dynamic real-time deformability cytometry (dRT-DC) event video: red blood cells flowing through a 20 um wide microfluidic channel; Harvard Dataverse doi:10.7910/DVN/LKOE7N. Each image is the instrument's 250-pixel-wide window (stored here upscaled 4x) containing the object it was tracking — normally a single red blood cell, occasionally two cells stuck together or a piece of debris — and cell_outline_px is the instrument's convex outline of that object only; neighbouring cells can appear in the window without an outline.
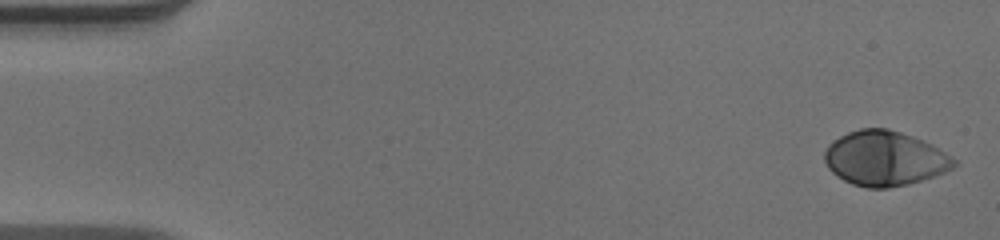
{"species": "human", "species_latin": "Homo sapiens", "temperature_condition": "warm", "stored_images_in_passage": 52, "camera_frame_rate_fps": 3000, "um_per_image_px": 0.085, "donor": {"sex": "male"}, "frame": {"image": 1, "passage_image": 1, "time_ms": 0.0, "image_size_px": [1000, 240], "cell_outline_px": [[956, 164], [952, 168], [944, 172], [908, 184], [888, 188], [868, 188], [852, 184], [836, 176], [828, 168], [824, 160], [824, 152], [828, 144], [840, 136], [848, 132], [860, 128], [888, 128], [912, 136], [932, 144], [956, 160]], "centroid_in_image_um": [75.16, 13.46], "position_along_channel_um": 9.8, "area_um2": 41.15}}
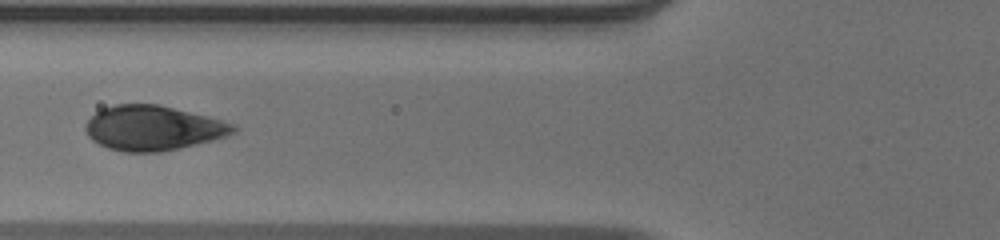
{"frame": {"image": 2, "passage_image": 20, "time_ms": 6.333, "image_size_px": [1000, 240], "cell_outline_px": [[240, 128], [236, 132], [212, 140], [160, 152], [124, 152], [108, 148], [92, 140], [88, 136], [84, 128], [84, 124], [100, 108], [116, 104], [160, 104], [208, 116], [236, 124]], "centroid_in_image_um": [13.0, 10.87], "position_along_channel_um": 112.8, "area_um2": 38.73}}
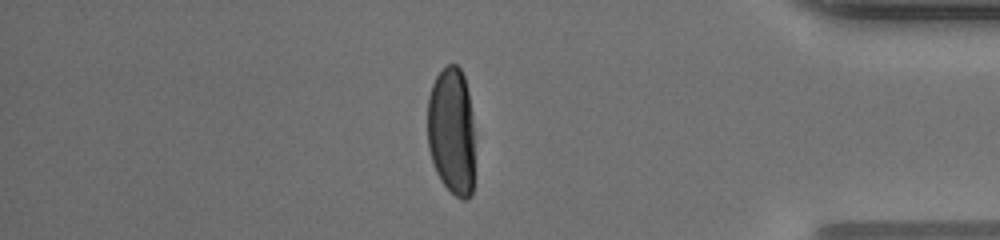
{"frame": {"image": 3, "passage_image": 44, "time_ms": 14.333, "image_size_px": [1000, 240], "cell_outline_px": [[472, 196], [468, 200], [460, 200], [440, 180], [436, 172], [428, 148], [428, 96], [432, 84], [436, 76], [448, 64], [456, 64], [460, 68], [464, 76], [468, 92], [472, 112]], "centroid_in_image_um": [38.37, 11.14], "position_along_channel_um": 396.8, "area_um2": 35.03}, "authors_computed_cell_mechanics": {"area_um2": 39.9109, "velocity_mm_per_s": 3.9131, "shape_relaxation_time_tau1_ms": 2.913, "shape_relaxation_time_tau2_ms": null, "deformation_change_tau1": 0.1999, "deformation_change_tau2": null}}